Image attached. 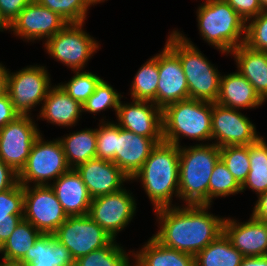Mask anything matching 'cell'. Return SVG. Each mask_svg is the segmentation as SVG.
Returning <instances> with one entry per match:
<instances>
[{"label":"cell","instance_id":"obj_1","mask_svg":"<svg viewBox=\"0 0 267 266\" xmlns=\"http://www.w3.org/2000/svg\"><path fill=\"white\" fill-rule=\"evenodd\" d=\"M210 207L174 205L154 210L159 230L152 237L165 247L195 256L223 233L225 218L211 214Z\"/></svg>","mask_w":267,"mask_h":266},{"label":"cell","instance_id":"obj_2","mask_svg":"<svg viewBox=\"0 0 267 266\" xmlns=\"http://www.w3.org/2000/svg\"><path fill=\"white\" fill-rule=\"evenodd\" d=\"M140 181L154 210L173 206L179 198V147L161 142L151 151L143 166L130 181Z\"/></svg>","mask_w":267,"mask_h":266},{"label":"cell","instance_id":"obj_3","mask_svg":"<svg viewBox=\"0 0 267 266\" xmlns=\"http://www.w3.org/2000/svg\"><path fill=\"white\" fill-rule=\"evenodd\" d=\"M219 159L213 143L179 147V198L186 205H209V180Z\"/></svg>","mask_w":267,"mask_h":266},{"label":"cell","instance_id":"obj_4","mask_svg":"<svg viewBox=\"0 0 267 266\" xmlns=\"http://www.w3.org/2000/svg\"><path fill=\"white\" fill-rule=\"evenodd\" d=\"M166 44L179 56L187 79L189 98L215 103L219 95L221 72L180 31L173 30Z\"/></svg>","mask_w":267,"mask_h":266},{"label":"cell","instance_id":"obj_5","mask_svg":"<svg viewBox=\"0 0 267 266\" xmlns=\"http://www.w3.org/2000/svg\"><path fill=\"white\" fill-rule=\"evenodd\" d=\"M201 37L222 54H229L244 44L245 20L225 0H205L197 8Z\"/></svg>","mask_w":267,"mask_h":266},{"label":"cell","instance_id":"obj_6","mask_svg":"<svg viewBox=\"0 0 267 266\" xmlns=\"http://www.w3.org/2000/svg\"><path fill=\"white\" fill-rule=\"evenodd\" d=\"M162 124L164 142L178 147L183 137L212 141V102L189 98L172 103L162 110Z\"/></svg>","mask_w":267,"mask_h":266},{"label":"cell","instance_id":"obj_7","mask_svg":"<svg viewBox=\"0 0 267 266\" xmlns=\"http://www.w3.org/2000/svg\"><path fill=\"white\" fill-rule=\"evenodd\" d=\"M42 133L34 142L25 167L18 174V182L24 186H48L70 168L66 162L62 144L58 138L45 141ZM30 183V184H29Z\"/></svg>","mask_w":267,"mask_h":266},{"label":"cell","instance_id":"obj_8","mask_svg":"<svg viewBox=\"0 0 267 266\" xmlns=\"http://www.w3.org/2000/svg\"><path fill=\"white\" fill-rule=\"evenodd\" d=\"M83 23H68L53 37L45 40L44 49L72 71L83 70L87 62L97 52L99 42L84 29Z\"/></svg>","mask_w":267,"mask_h":266},{"label":"cell","instance_id":"obj_9","mask_svg":"<svg viewBox=\"0 0 267 266\" xmlns=\"http://www.w3.org/2000/svg\"><path fill=\"white\" fill-rule=\"evenodd\" d=\"M45 67L37 64L30 65L12 73L8 69L6 91L14 109L20 115H31V110L38 104H42L49 89L53 86L50 74Z\"/></svg>","mask_w":267,"mask_h":266},{"label":"cell","instance_id":"obj_10","mask_svg":"<svg viewBox=\"0 0 267 266\" xmlns=\"http://www.w3.org/2000/svg\"><path fill=\"white\" fill-rule=\"evenodd\" d=\"M53 235L70 251L74 261L113 240L88 214L68 216Z\"/></svg>","mask_w":267,"mask_h":266},{"label":"cell","instance_id":"obj_11","mask_svg":"<svg viewBox=\"0 0 267 266\" xmlns=\"http://www.w3.org/2000/svg\"><path fill=\"white\" fill-rule=\"evenodd\" d=\"M31 115H20L0 128V159L16 173L25 167L32 146L41 134Z\"/></svg>","mask_w":267,"mask_h":266},{"label":"cell","instance_id":"obj_12","mask_svg":"<svg viewBox=\"0 0 267 266\" xmlns=\"http://www.w3.org/2000/svg\"><path fill=\"white\" fill-rule=\"evenodd\" d=\"M23 219L42 234H54L67 219L54 190L48 186H24Z\"/></svg>","mask_w":267,"mask_h":266},{"label":"cell","instance_id":"obj_13","mask_svg":"<svg viewBox=\"0 0 267 266\" xmlns=\"http://www.w3.org/2000/svg\"><path fill=\"white\" fill-rule=\"evenodd\" d=\"M136 199L125 188L92 199L88 216L116 240L117 234L131 222Z\"/></svg>","mask_w":267,"mask_h":266},{"label":"cell","instance_id":"obj_14","mask_svg":"<svg viewBox=\"0 0 267 266\" xmlns=\"http://www.w3.org/2000/svg\"><path fill=\"white\" fill-rule=\"evenodd\" d=\"M258 136L255 125L238 109L212 103V143L218 147L249 145Z\"/></svg>","mask_w":267,"mask_h":266},{"label":"cell","instance_id":"obj_15","mask_svg":"<svg viewBox=\"0 0 267 266\" xmlns=\"http://www.w3.org/2000/svg\"><path fill=\"white\" fill-rule=\"evenodd\" d=\"M159 81L153 103L163 110L166 106L189 99L187 79L179 56L165 43L158 53Z\"/></svg>","mask_w":267,"mask_h":266},{"label":"cell","instance_id":"obj_16","mask_svg":"<svg viewBox=\"0 0 267 266\" xmlns=\"http://www.w3.org/2000/svg\"><path fill=\"white\" fill-rule=\"evenodd\" d=\"M67 24L58 13L31 0L10 25V31L27 42L47 40Z\"/></svg>","mask_w":267,"mask_h":266},{"label":"cell","instance_id":"obj_17","mask_svg":"<svg viewBox=\"0 0 267 266\" xmlns=\"http://www.w3.org/2000/svg\"><path fill=\"white\" fill-rule=\"evenodd\" d=\"M116 124L147 138H163L162 110L151 101L119 102Z\"/></svg>","mask_w":267,"mask_h":266},{"label":"cell","instance_id":"obj_18","mask_svg":"<svg viewBox=\"0 0 267 266\" xmlns=\"http://www.w3.org/2000/svg\"><path fill=\"white\" fill-rule=\"evenodd\" d=\"M163 138H147L116 124L115 164L131 179Z\"/></svg>","mask_w":267,"mask_h":266},{"label":"cell","instance_id":"obj_19","mask_svg":"<svg viewBox=\"0 0 267 266\" xmlns=\"http://www.w3.org/2000/svg\"><path fill=\"white\" fill-rule=\"evenodd\" d=\"M76 171L80 174L92 199L117 192L124 187L130 178L114 163L98 158L79 165Z\"/></svg>","mask_w":267,"mask_h":266},{"label":"cell","instance_id":"obj_20","mask_svg":"<svg viewBox=\"0 0 267 266\" xmlns=\"http://www.w3.org/2000/svg\"><path fill=\"white\" fill-rule=\"evenodd\" d=\"M223 233L244 257L267 255V222L252 216L246 222L225 217Z\"/></svg>","mask_w":267,"mask_h":266},{"label":"cell","instance_id":"obj_21","mask_svg":"<svg viewBox=\"0 0 267 266\" xmlns=\"http://www.w3.org/2000/svg\"><path fill=\"white\" fill-rule=\"evenodd\" d=\"M52 183L50 187L67 216L88 214L92 198L76 169H69Z\"/></svg>","mask_w":267,"mask_h":266},{"label":"cell","instance_id":"obj_22","mask_svg":"<svg viewBox=\"0 0 267 266\" xmlns=\"http://www.w3.org/2000/svg\"><path fill=\"white\" fill-rule=\"evenodd\" d=\"M83 106L71 98L59 85H53L45 97L37 119L57 126L72 127L82 116Z\"/></svg>","mask_w":267,"mask_h":266},{"label":"cell","instance_id":"obj_23","mask_svg":"<svg viewBox=\"0 0 267 266\" xmlns=\"http://www.w3.org/2000/svg\"><path fill=\"white\" fill-rule=\"evenodd\" d=\"M216 103L233 109H252L263 105L264 101L254 87L238 71L222 75Z\"/></svg>","mask_w":267,"mask_h":266},{"label":"cell","instance_id":"obj_24","mask_svg":"<svg viewBox=\"0 0 267 266\" xmlns=\"http://www.w3.org/2000/svg\"><path fill=\"white\" fill-rule=\"evenodd\" d=\"M230 54L236 61L237 71L254 87L255 92L267 99V52L257 51L241 44Z\"/></svg>","mask_w":267,"mask_h":266},{"label":"cell","instance_id":"obj_25","mask_svg":"<svg viewBox=\"0 0 267 266\" xmlns=\"http://www.w3.org/2000/svg\"><path fill=\"white\" fill-rule=\"evenodd\" d=\"M31 262L54 266H73L75 261L70 251L52 234H41L26 255L19 261L23 265Z\"/></svg>","mask_w":267,"mask_h":266},{"label":"cell","instance_id":"obj_26","mask_svg":"<svg viewBox=\"0 0 267 266\" xmlns=\"http://www.w3.org/2000/svg\"><path fill=\"white\" fill-rule=\"evenodd\" d=\"M135 266H195V256L161 245L153 237L135 253Z\"/></svg>","mask_w":267,"mask_h":266},{"label":"cell","instance_id":"obj_27","mask_svg":"<svg viewBox=\"0 0 267 266\" xmlns=\"http://www.w3.org/2000/svg\"><path fill=\"white\" fill-rule=\"evenodd\" d=\"M58 139L70 169L96 158V129L85 128Z\"/></svg>","mask_w":267,"mask_h":266},{"label":"cell","instance_id":"obj_28","mask_svg":"<svg viewBox=\"0 0 267 266\" xmlns=\"http://www.w3.org/2000/svg\"><path fill=\"white\" fill-rule=\"evenodd\" d=\"M23 208V186L19 182L0 192V247L23 219Z\"/></svg>","mask_w":267,"mask_h":266},{"label":"cell","instance_id":"obj_29","mask_svg":"<svg viewBox=\"0 0 267 266\" xmlns=\"http://www.w3.org/2000/svg\"><path fill=\"white\" fill-rule=\"evenodd\" d=\"M244 256L222 233L195 255V266H239Z\"/></svg>","mask_w":267,"mask_h":266},{"label":"cell","instance_id":"obj_30","mask_svg":"<svg viewBox=\"0 0 267 266\" xmlns=\"http://www.w3.org/2000/svg\"><path fill=\"white\" fill-rule=\"evenodd\" d=\"M250 171L241 186L244 192L247 188L255 194H262L267 191V143L264 137H260L256 142L249 144Z\"/></svg>","mask_w":267,"mask_h":266},{"label":"cell","instance_id":"obj_31","mask_svg":"<svg viewBox=\"0 0 267 266\" xmlns=\"http://www.w3.org/2000/svg\"><path fill=\"white\" fill-rule=\"evenodd\" d=\"M41 234L30 222L22 219L8 240L0 247V253L3 255L1 259L8 262H19L34 246Z\"/></svg>","mask_w":267,"mask_h":266},{"label":"cell","instance_id":"obj_32","mask_svg":"<svg viewBox=\"0 0 267 266\" xmlns=\"http://www.w3.org/2000/svg\"><path fill=\"white\" fill-rule=\"evenodd\" d=\"M141 66L131 84V99L153 102L159 81L158 53Z\"/></svg>","mask_w":267,"mask_h":266},{"label":"cell","instance_id":"obj_33","mask_svg":"<svg viewBox=\"0 0 267 266\" xmlns=\"http://www.w3.org/2000/svg\"><path fill=\"white\" fill-rule=\"evenodd\" d=\"M129 254L113 239L106 247L78 258L73 266H135V264L130 265L129 258L135 257L134 250Z\"/></svg>","mask_w":267,"mask_h":266},{"label":"cell","instance_id":"obj_34","mask_svg":"<svg viewBox=\"0 0 267 266\" xmlns=\"http://www.w3.org/2000/svg\"><path fill=\"white\" fill-rule=\"evenodd\" d=\"M220 159L242 186L250 171L249 145L220 147Z\"/></svg>","mask_w":267,"mask_h":266},{"label":"cell","instance_id":"obj_35","mask_svg":"<svg viewBox=\"0 0 267 266\" xmlns=\"http://www.w3.org/2000/svg\"><path fill=\"white\" fill-rule=\"evenodd\" d=\"M241 192V185L228 171L223 161L219 159L209 180V205H212L211 202L214 198L227 197Z\"/></svg>","mask_w":267,"mask_h":266},{"label":"cell","instance_id":"obj_36","mask_svg":"<svg viewBox=\"0 0 267 266\" xmlns=\"http://www.w3.org/2000/svg\"><path fill=\"white\" fill-rule=\"evenodd\" d=\"M74 73V76L67 83H59L58 85L71 98L83 105L94 93L102 78L90 71L86 72V70L74 71Z\"/></svg>","mask_w":267,"mask_h":266},{"label":"cell","instance_id":"obj_37","mask_svg":"<svg viewBox=\"0 0 267 266\" xmlns=\"http://www.w3.org/2000/svg\"><path fill=\"white\" fill-rule=\"evenodd\" d=\"M123 96L115 90L108 82L101 80L94 93L82 105L83 112L97 115L105 109H113L117 114L120 99Z\"/></svg>","mask_w":267,"mask_h":266},{"label":"cell","instance_id":"obj_38","mask_svg":"<svg viewBox=\"0 0 267 266\" xmlns=\"http://www.w3.org/2000/svg\"><path fill=\"white\" fill-rule=\"evenodd\" d=\"M38 4L58 13L67 23H83L87 18L88 0H35Z\"/></svg>","mask_w":267,"mask_h":266},{"label":"cell","instance_id":"obj_39","mask_svg":"<svg viewBox=\"0 0 267 266\" xmlns=\"http://www.w3.org/2000/svg\"><path fill=\"white\" fill-rule=\"evenodd\" d=\"M96 128V158L115 163L116 153V123L103 121Z\"/></svg>","mask_w":267,"mask_h":266},{"label":"cell","instance_id":"obj_40","mask_svg":"<svg viewBox=\"0 0 267 266\" xmlns=\"http://www.w3.org/2000/svg\"><path fill=\"white\" fill-rule=\"evenodd\" d=\"M244 44L251 49L267 52V11L246 22Z\"/></svg>","mask_w":267,"mask_h":266},{"label":"cell","instance_id":"obj_41","mask_svg":"<svg viewBox=\"0 0 267 266\" xmlns=\"http://www.w3.org/2000/svg\"><path fill=\"white\" fill-rule=\"evenodd\" d=\"M247 22L259 15L263 9L259 0H225Z\"/></svg>","mask_w":267,"mask_h":266},{"label":"cell","instance_id":"obj_42","mask_svg":"<svg viewBox=\"0 0 267 266\" xmlns=\"http://www.w3.org/2000/svg\"><path fill=\"white\" fill-rule=\"evenodd\" d=\"M31 0H0V11L11 25Z\"/></svg>","mask_w":267,"mask_h":266},{"label":"cell","instance_id":"obj_43","mask_svg":"<svg viewBox=\"0 0 267 266\" xmlns=\"http://www.w3.org/2000/svg\"><path fill=\"white\" fill-rule=\"evenodd\" d=\"M18 116L20 114L14 109L7 91L0 93V128L14 121Z\"/></svg>","mask_w":267,"mask_h":266},{"label":"cell","instance_id":"obj_44","mask_svg":"<svg viewBox=\"0 0 267 266\" xmlns=\"http://www.w3.org/2000/svg\"><path fill=\"white\" fill-rule=\"evenodd\" d=\"M18 182V173L0 159V192L13 187Z\"/></svg>","mask_w":267,"mask_h":266},{"label":"cell","instance_id":"obj_45","mask_svg":"<svg viewBox=\"0 0 267 266\" xmlns=\"http://www.w3.org/2000/svg\"><path fill=\"white\" fill-rule=\"evenodd\" d=\"M257 197L251 216L256 220L267 222V191Z\"/></svg>","mask_w":267,"mask_h":266},{"label":"cell","instance_id":"obj_46","mask_svg":"<svg viewBox=\"0 0 267 266\" xmlns=\"http://www.w3.org/2000/svg\"><path fill=\"white\" fill-rule=\"evenodd\" d=\"M239 266H267V255L244 257Z\"/></svg>","mask_w":267,"mask_h":266},{"label":"cell","instance_id":"obj_47","mask_svg":"<svg viewBox=\"0 0 267 266\" xmlns=\"http://www.w3.org/2000/svg\"><path fill=\"white\" fill-rule=\"evenodd\" d=\"M8 69L0 63V93L6 90V75Z\"/></svg>","mask_w":267,"mask_h":266},{"label":"cell","instance_id":"obj_48","mask_svg":"<svg viewBox=\"0 0 267 266\" xmlns=\"http://www.w3.org/2000/svg\"><path fill=\"white\" fill-rule=\"evenodd\" d=\"M9 30L10 31V24L7 22V20L3 17L0 11V31Z\"/></svg>","mask_w":267,"mask_h":266},{"label":"cell","instance_id":"obj_49","mask_svg":"<svg viewBox=\"0 0 267 266\" xmlns=\"http://www.w3.org/2000/svg\"><path fill=\"white\" fill-rule=\"evenodd\" d=\"M0 266H25V265L19 262H8V261L0 260Z\"/></svg>","mask_w":267,"mask_h":266},{"label":"cell","instance_id":"obj_50","mask_svg":"<svg viewBox=\"0 0 267 266\" xmlns=\"http://www.w3.org/2000/svg\"><path fill=\"white\" fill-rule=\"evenodd\" d=\"M259 3L263 9V11H267V0H259Z\"/></svg>","mask_w":267,"mask_h":266},{"label":"cell","instance_id":"obj_51","mask_svg":"<svg viewBox=\"0 0 267 266\" xmlns=\"http://www.w3.org/2000/svg\"><path fill=\"white\" fill-rule=\"evenodd\" d=\"M26 266H54V265L36 264L35 262H31L27 264Z\"/></svg>","mask_w":267,"mask_h":266},{"label":"cell","instance_id":"obj_52","mask_svg":"<svg viewBox=\"0 0 267 266\" xmlns=\"http://www.w3.org/2000/svg\"><path fill=\"white\" fill-rule=\"evenodd\" d=\"M90 2V4L93 6L95 4H100L101 2H104L105 0H88Z\"/></svg>","mask_w":267,"mask_h":266}]
</instances>
